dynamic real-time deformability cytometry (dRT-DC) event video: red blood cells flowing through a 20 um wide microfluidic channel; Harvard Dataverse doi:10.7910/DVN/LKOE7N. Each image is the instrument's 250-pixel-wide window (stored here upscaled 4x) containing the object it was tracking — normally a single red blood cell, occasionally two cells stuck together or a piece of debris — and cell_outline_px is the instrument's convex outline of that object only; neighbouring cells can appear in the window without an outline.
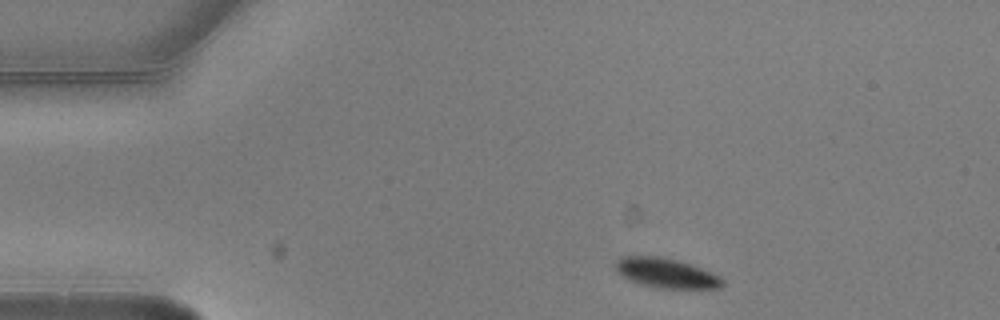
{"species": "common noctule bat (a hibernating species)", "species_latin": "Nyctalus noctula", "temperature_condition": "warm", "stored_images_in_passage": 3, "camera_frame_rate_fps": 3000, "um_per_image_px": 0.085, "animal": {"sex": "male", "body_mass_g": 20.5, "forearm_length_mm": 52.5}, "frame": {"image": 1, "passage_image": 1, "time_ms": 0.0, "image_size_px": [1000, 320], "cell_outline_px": [[724, 284], [720, 288], [660, 288], [640, 284], [628, 280], [616, 272], [616, 260], [624, 256], [660, 256], [676, 260], [700, 268], [724, 280]], "centroid_in_image_um": [56.56, 23.21], "position_along_channel_um": 28.4, "area_um2": 18.21}}